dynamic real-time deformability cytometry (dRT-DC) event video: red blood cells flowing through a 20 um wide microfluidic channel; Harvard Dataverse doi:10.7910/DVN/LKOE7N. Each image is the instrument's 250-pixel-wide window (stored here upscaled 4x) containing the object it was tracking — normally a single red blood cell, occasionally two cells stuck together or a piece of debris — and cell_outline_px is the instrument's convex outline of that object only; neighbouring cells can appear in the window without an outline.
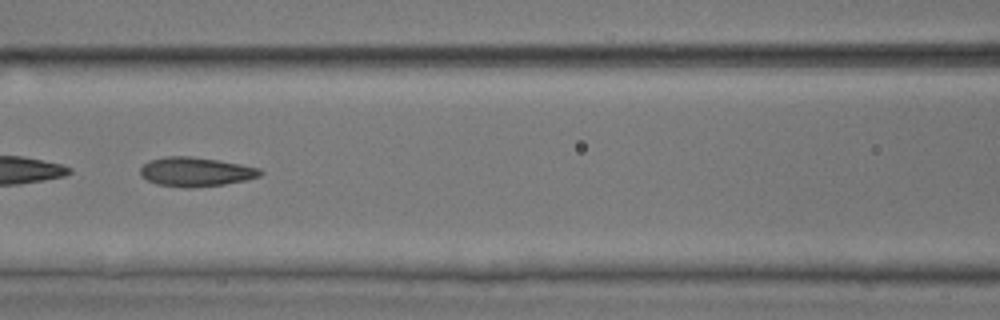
{"species": "common noctule bat (a hibernating species)", "species_latin": "Nyctalus noctula", "temperature_condition": "room temperature", "stored_images_in_passage": 36, "camera_frame_rate_fps": 3000, "um_per_image_px": 0.085, "animal": {"sex": "male", "body_mass_g": 17.9, "forearm_length_mm": 54.2}, "frame": {"image": 1, "passage_image": 11, "time_ms": 3.333, "image_size_px": [1000, 320], "cell_outline_px": [[264, 172], [260, 176], [244, 180], [224, 184], [192, 188], [184, 188], [156, 184], [140, 176], [140, 168], [148, 160], [164, 156], [192, 156], [240, 164], [260, 168]], "centroid_in_image_um": [16.6, 14.6], "position_along_channel_um": 150.0, "area_um2": 20.52}, "authors_computed_cell_mechanics": {"area_um2": 20.0566, "velocity_mm_per_s": 3.9004, "shape_relaxation_time_tau1_ms": 3.7437, "shape_relaxation_time_tau2_ms": 2.0875, "deformation_change_tau1": 0.1658, "deformation_change_tau2": 0.1046}}